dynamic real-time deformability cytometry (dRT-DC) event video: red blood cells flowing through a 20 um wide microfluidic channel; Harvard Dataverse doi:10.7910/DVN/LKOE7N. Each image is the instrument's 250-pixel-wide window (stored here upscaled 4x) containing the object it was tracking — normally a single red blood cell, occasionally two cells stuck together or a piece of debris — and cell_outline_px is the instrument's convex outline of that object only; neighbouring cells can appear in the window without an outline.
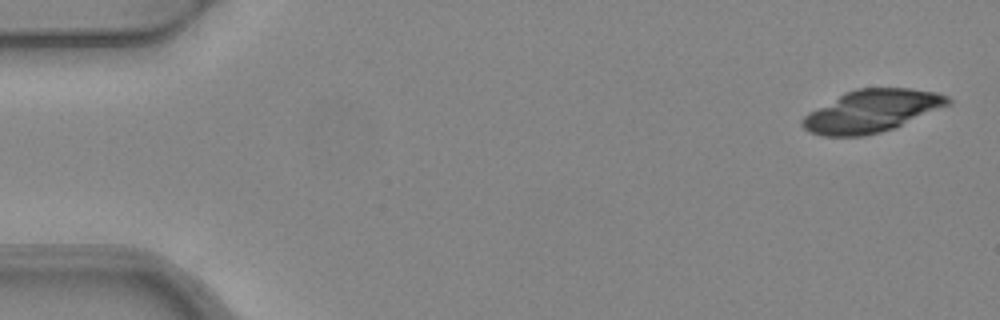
{"species": "common noctule bat (a hibernating species)", "species_latin": "Nyctalus noctula", "temperature_condition": "warm", "stored_images_in_passage": 8, "camera_frame_rate_fps": 3000, "um_per_image_px": 0.085, "animal": {"sex": "female", "body_mass_g": 24.6, "forearm_length_mm": 56.2}, "frame": {"image": 1, "passage_image": 1, "time_ms": 0.0, "image_size_px": [1000, 320], "cell_outline_px": [[952, 104], [892, 128], [880, 132], [864, 136], [820, 136], [808, 132], [800, 124], [800, 120], [808, 112], [844, 92], [856, 88], [908, 88], [936, 92], [948, 96], [952, 100]], "centroid_in_image_um": [74.06, 9.43], "position_along_channel_um": 10.9, "area_um2": 36.01}}
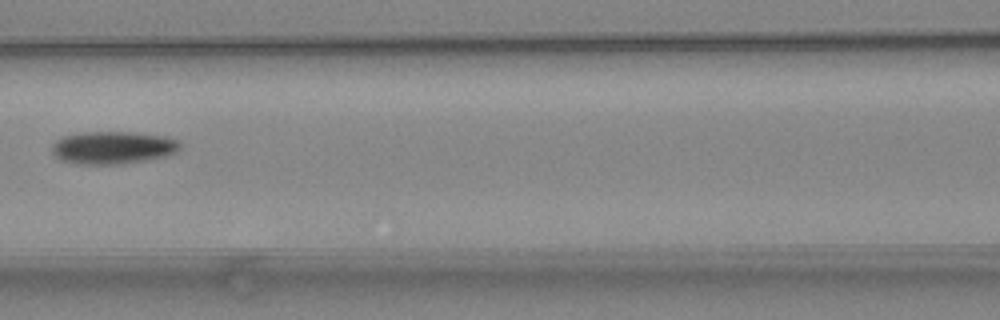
{"frame": {"image": 2, "passage_image": 7, "time_ms": 2.0, "image_size_px": [1000, 320], "cell_outline_px": [[180, 148], [176, 152], [164, 156], [144, 160], [120, 164], [76, 164], [60, 160], [52, 152], [52, 144], [56, 140], [64, 136], [80, 132], [132, 132], [164, 136], [176, 140], [180, 144]], "centroid_in_image_um": [9.55, 12.54], "position_along_channel_um": 157.1, "area_um2": 24.28}}
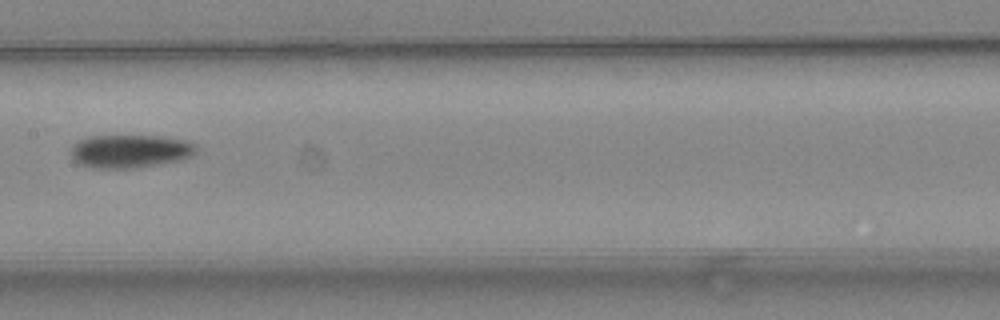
{"frame": {"image": 3, "passage_image": 8, "time_ms": 2.333, "image_size_px": [1000, 320], "cell_outline_px": [[196, 152], [180, 160], [136, 168], [92, 168], [80, 164], [72, 156], [72, 144], [88, 136], [164, 136], [188, 140], [196, 144]], "centroid_in_image_um": [11.07, 12.84], "position_along_channel_um": 196.3, "area_um2": 24.22}}